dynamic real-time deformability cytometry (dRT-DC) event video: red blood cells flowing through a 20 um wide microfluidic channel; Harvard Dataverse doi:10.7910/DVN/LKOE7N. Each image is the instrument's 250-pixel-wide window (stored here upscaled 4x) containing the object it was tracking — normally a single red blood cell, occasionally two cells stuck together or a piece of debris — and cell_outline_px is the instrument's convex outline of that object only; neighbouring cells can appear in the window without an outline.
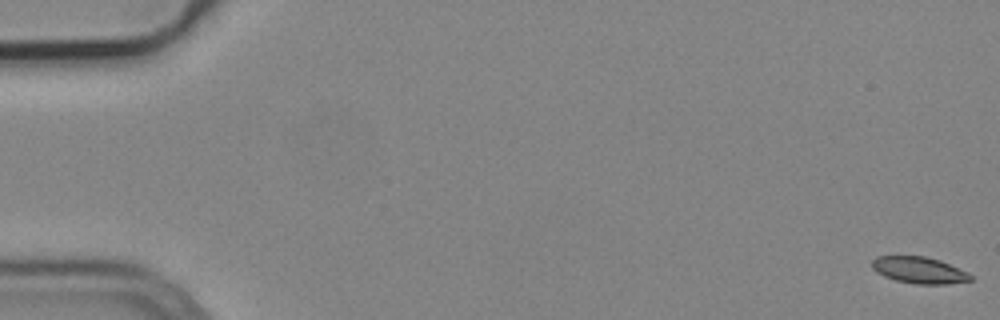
{"species": "common noctule bat (a hibernating species)", "species_latin": "Nyctalus noctula", "temperature_condition": "cold", "stored_images_in_passage": 55, "camera_frame_rate_fps": 3000, "um_per_image_px": 0.085, "animal": {"sex": "male", "body_mass_g": 19.2, "forearm_length_mm": 51.8}, "frame": {"image": 1, "passage_image": 1, "time_ms": 0.0, "image_size_px": [1000, 320], "cell_outline_px": [[972, 280], [944, 284], [916, 284], [896, 280], [884, 276], [876, 272], [872, 268], [872, 260], [876, 256], [924, 256], [940, 260], [968, 272], [972, 276]], "centroid_in_image_um": [78.12, 22.95], "position_along_channel_um": 6.9, "area_um2": 15.2}}
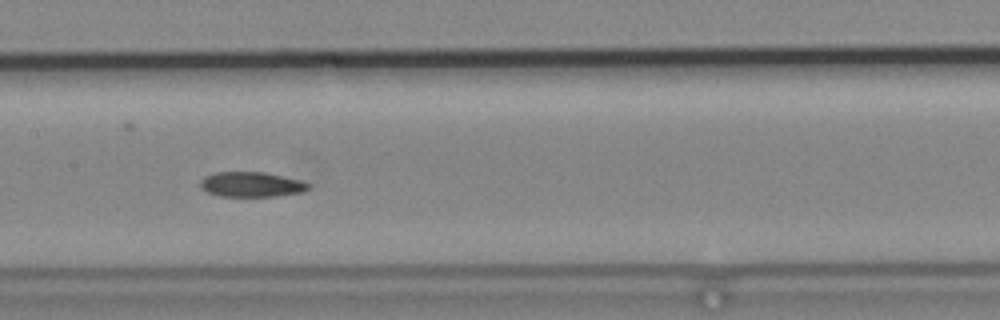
{"frame": {"image": 2, "passage_image": 28, "time_ms": 9.0, "image_size_px": [1000, 320], "cell_outline_px": [[308, 188], [304, 192], [276, 196], [220, 196], [208, 192], [200, 188], [200, 180], [204, 176], [216, 172], [264, 172], [300, 180], [308, 184]], "centroid_in_image_um": [21.33, 15.67], "position_along_channel_um": 186.1, "area_um2": 15.66}}
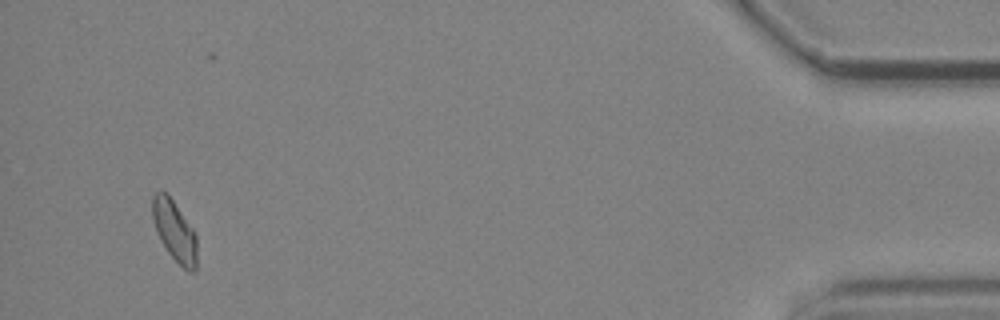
{"frame": {"image": 3, "passage_image": 53, "time_ms": 17.333, "image_size_px": [1000, 320], "cell_outline_px": [[196, 272], [188, 272], [168, 252], [160, 240], [156, 232], [152, 216], [152, 196], [156, 188], [160, 188], [172, 200], [196, 232]], "centroid_in_image_um": [14.82, 19.6], "position_along_channel_um": 420.4, "area_um2": 15.84}, "authors_computed_cell_mechanics": {"area_um2": 16.0684, "velocity_mm_per_s": 3.7478, "shape_relaxation_time_tau1_ms": 7.8556, "shape_relaxation_time_tau2_ms": null, "deformation_change_tau1": 0.1394, "deformation_change_tau2": null}}